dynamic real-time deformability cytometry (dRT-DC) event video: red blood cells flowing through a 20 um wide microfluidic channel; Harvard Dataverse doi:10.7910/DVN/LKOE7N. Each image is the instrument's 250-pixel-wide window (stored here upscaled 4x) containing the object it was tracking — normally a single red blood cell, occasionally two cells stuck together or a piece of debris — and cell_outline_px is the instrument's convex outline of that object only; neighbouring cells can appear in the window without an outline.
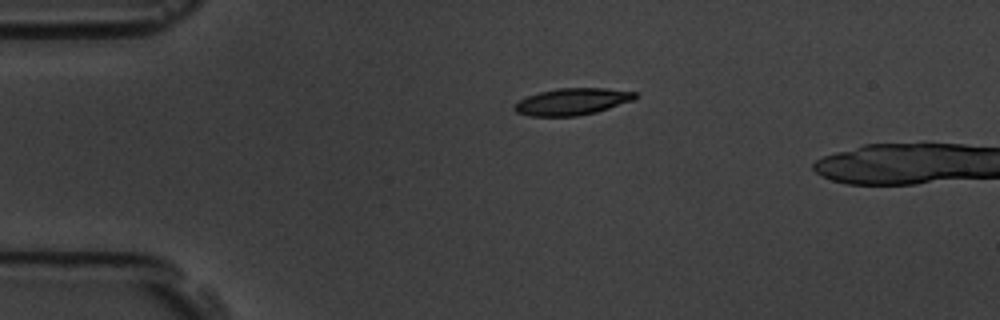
{"species": "common noctule bat (a hibernating species)", "species_latin": "Nyctalus noctula", "temperature_condition": "room temperature", "stored_images_in_passage": 5, "camera_frame_rate_fps": 3000, "um_per_image_px": 0.085, "animal": {"sex": "male", "body_mass_g": 19.5, "forearm_length_mm": 54.6}, "frame": {"image": 1, "passage_image": 1, "time_ms": 0.0, "image_size_px": [1000, 320], "cell_outline_px": [[640, 96], [632, 100], [596, 112], [576, 116], [528, 116], [516, 112], [512, 108], [512, 104], [528, 96], [540, 92], [556, 88], [604, 88], [636, 92]], "centroid_in_image_um": [48.6, 8.64], "position_along_channel_um": 36.4, "area_um2": 18.84}}